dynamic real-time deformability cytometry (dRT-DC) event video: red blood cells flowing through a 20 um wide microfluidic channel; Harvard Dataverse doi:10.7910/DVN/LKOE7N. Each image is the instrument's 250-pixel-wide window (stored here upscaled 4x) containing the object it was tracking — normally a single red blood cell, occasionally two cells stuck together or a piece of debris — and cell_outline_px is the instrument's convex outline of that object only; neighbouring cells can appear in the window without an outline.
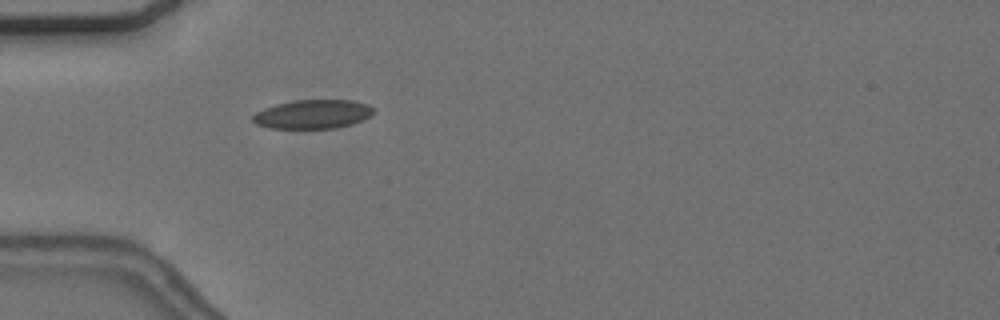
{"species": "common noctule bat (a hibernating species)", "species_latin": "Nyctalus noctula", "temperature_condition": "cold", "stored_images_in_passage": 41, "camera_frame_rate_fps": 3000, "um_per_image_px": 0.085, "animal": {"sex": "female", "body_mass_g": 24.6, "forearm_length_mm": 56.2}, "frame": {"image": 1, "passage_image": 2, "time_ms": 0.333, "image_size_px": [1000, 320], "cell_outline_px": [[376, 112], [372, 116], [352, 124], [336, 128], [268, 128], [256, 124], [252, 120], [252, 116], [256, 112], [264, 108], [276, 104], [292, 100], [352, 100], [368, 104], [376, 108]], "centroid_in_image_um": [26.63, 9.7], "position_along_channel_um": 58.4, "area_um2": 20.63}}
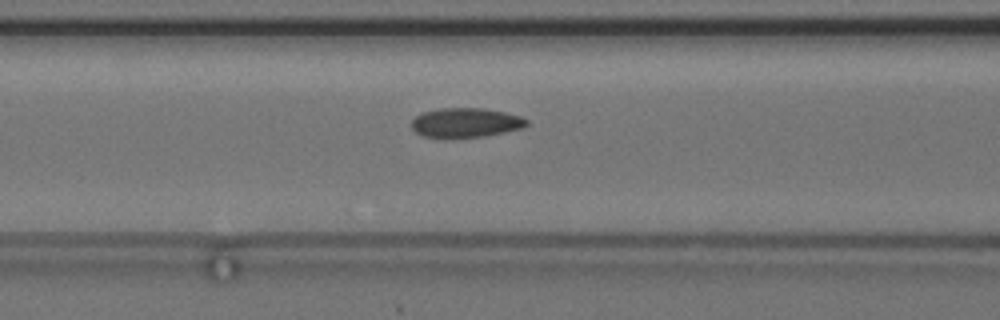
{"frame": {"image": 2, "passage_image": 8, "time_ms": 2.333, "image_size_px": [1000, 320], "cell_outline_px": [[528, 124], [520, 128], [504, 132], [484, 136], [452, 140], [444, 140], [424, 136], [416, 132], [412, 128], [412, 120], [420, 112], [440, 108], [484, 108], [504, 112], [520, 116], [528, 120]], "centroid_in_image_um": [39.52, 10.45], "position_along_channel_um": 127.1, "area_um2": 20.29}}
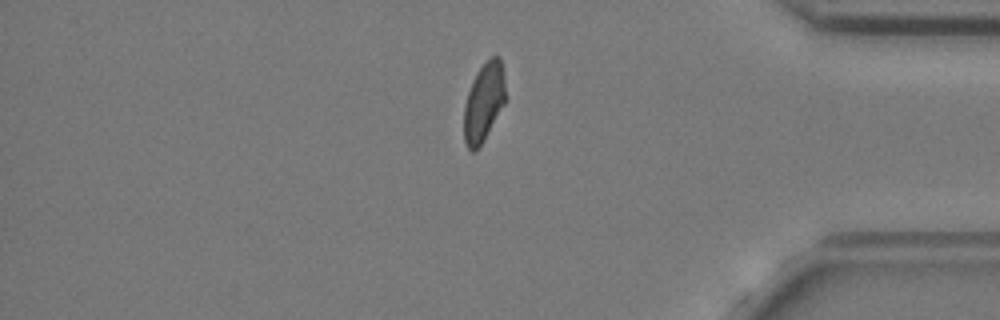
{"frame": {"image": 3, "passage_image": 32, "time_ms": 10.333, "image_size_px": [1000, 320], "cell_outline_px": [[504, 104], [484, 140], [476, 152], [472, 152], [468, 148], [464, 140], [464, 104], [472, 80], [480, 68], [492, 56], [500, 56], [504, 80]], "centroid_in_image_um": [41.1, 8.73], "position_along_channel_um": 394.1, "area_um2": 18.79}, "authors_computed_cell_mechanics": {"area_um2": 19.8254, "velocity_mm_per_s": 3.6614, "shape_relaxation_time_tau1_ms": 10.9808, "shape_relaxation_time_tau2_ms": 1.7791, "deformation_change_tau1": 0.176, "deformation_change_tau2": 0.0677}}